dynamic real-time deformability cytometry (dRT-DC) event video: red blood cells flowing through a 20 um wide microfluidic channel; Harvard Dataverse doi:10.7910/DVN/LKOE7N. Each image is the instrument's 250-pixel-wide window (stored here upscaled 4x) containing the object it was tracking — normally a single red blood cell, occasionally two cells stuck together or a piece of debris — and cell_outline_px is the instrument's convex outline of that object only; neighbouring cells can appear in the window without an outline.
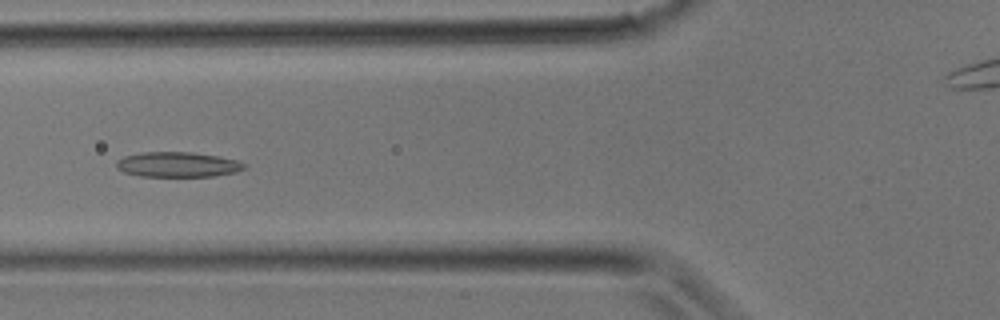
{"species": "common noctule bat (a hibernating species)", "species_latin": "Nyctalus noctula", "temperature_condition": "room temperature", "stored_images_in_passage": 31, "camera_frame_rate_fps": 3000, "um_per_image_px": 0.085, "animal": {"sex": "male", "body_mass_g": 17.9}, "frame": {"image": 1, "passage_image": 10, "time_ms": 3.0, "image_size_px": [1000, 320], "cell_outline_px": [[248, 164], [244, 168], [236, 172], [212, 176], [140, 176], [124, 172], [116, 168], [116, 160], [124, 156], [140, 152], [192, 152], [220, 156], [236, 160]], "centroid_in_image_um": [15.09, 13.97], "position_along_channel_um": 110.7, "area_um2": 18.79}}
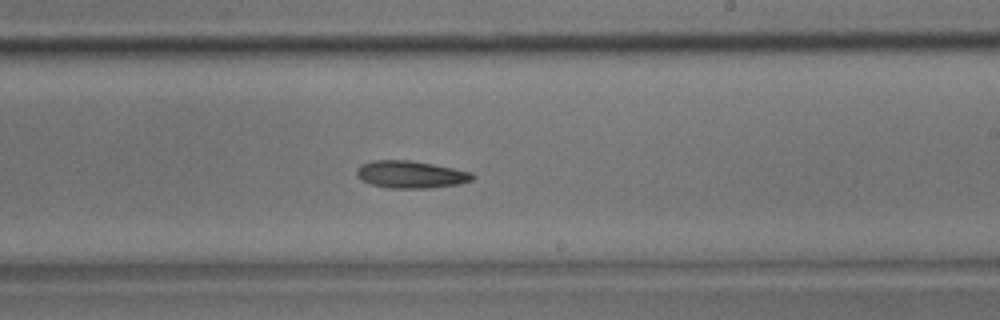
{"frame": {"image": 2, "passage_image": 17, "time_ms": 5.333, "image_size_px": [1000, 320], "cell_outline_px": [[476, 176], [472, 180], [460, 184], [428, 188], [388, 188], [372, 184], [356, 176], [356, 168], [360, 164], [372, 160], [408, 160], [432, 164], [472, 172]], "centroid_in_image_um": [34.91, 14.83], "position_along_channel_um": 254.1, "area_um2": 18.44}}
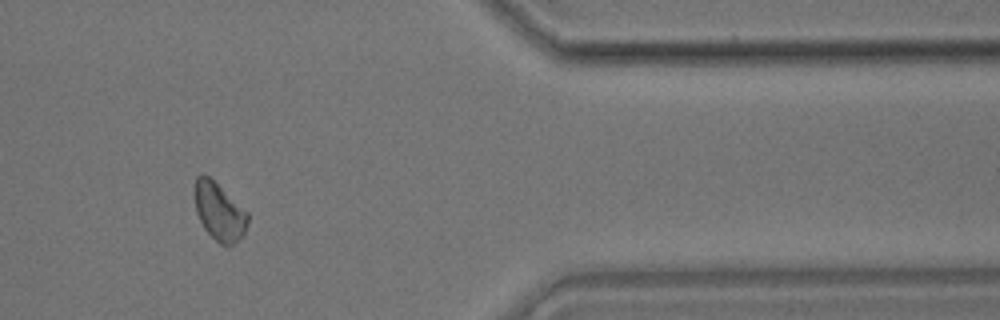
{"frame": {"image": 3, "passage_image": 25, "time_ms": 8.0, "image_size_px": [1000, 320], "cell_outline_px": [[248, 224], [244, 232], [228, 248], [220, 244], [204, 228], [196, 212], [192, 196], [192, 188], [196, 176], [200, 172], [208, 176], [248, 212]], "centroid_in_image_um": [18.57, 17.94], "position_along_channel_um": 392.8, "area_um2": 18.03}}